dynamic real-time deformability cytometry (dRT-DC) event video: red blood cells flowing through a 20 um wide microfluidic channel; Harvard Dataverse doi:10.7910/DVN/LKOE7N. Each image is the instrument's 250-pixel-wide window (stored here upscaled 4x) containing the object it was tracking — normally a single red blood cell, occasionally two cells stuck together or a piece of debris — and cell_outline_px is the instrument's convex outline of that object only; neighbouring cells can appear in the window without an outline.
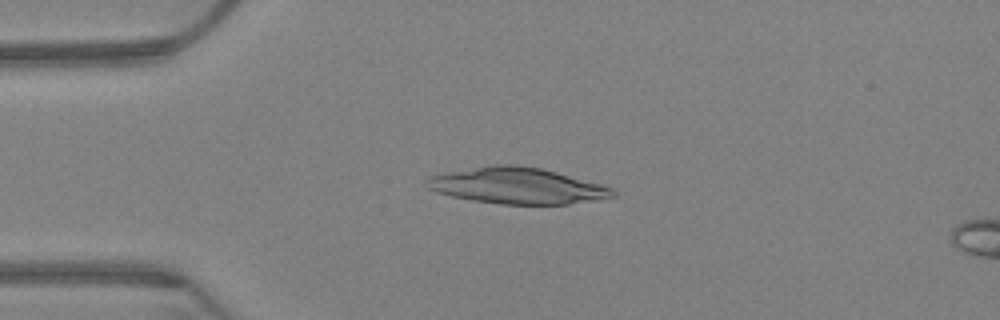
{"species": "Egyptian fruit bat (a non-hibernating species)", "species_latin": "Rousettus aegyptiacus", "temperature_condition": "warm", "stored_images_in_passage": 63, "camera_frame_rate_fps": 3000, "um_per_image_px": 0.085, "animal": {"sex": "female"}, "frame": {"image": 1, "passage_image": 15, "time_ms": 4.667, "image_size_px": [1000, 320], "cell_outline_px": [[616, 196], [596, 200], [568, 204], [500, 204], [472, 200], [452, 196], [436, 192], [428, 188], [424, 184], [424, 180], [428, 176], [444, 172], [492, 164], [516, 164], [540, 168], [556, 172], [600, 184], [612, 188], [616, 192]], "centroid_in_image_um": [43.9, 15.78], "position_along_channel_um": 41.1, "area_um2": 39.36}}
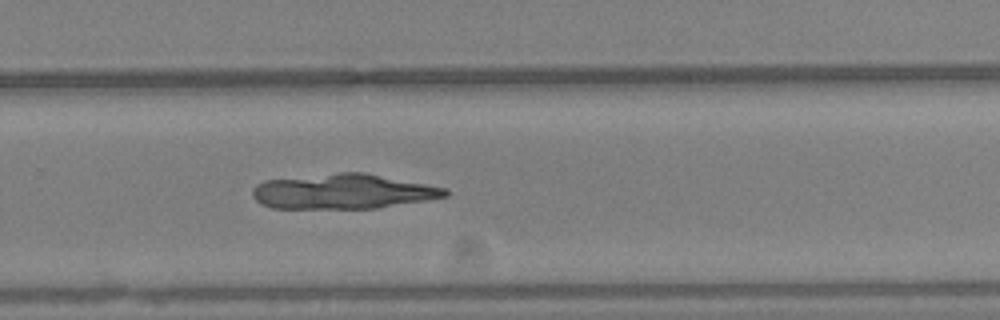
{"frame": {"image": 2, "passage_image": 42, "time_ms": 13.667, "image_size_px": [1000, 320], "cell_outline_px": [[452, 192], [448, 196], [428, 200], [376, 208], [272, 208], [260, 204], [252, 196], [252, 188], [256, 184], [264, 180], [340, 172], [364, 172], [448, 188]], "centroid_in_image_um": [29.18, 16.27], "position_along_channel_um": 300.6, "area_um2": 39.48}}
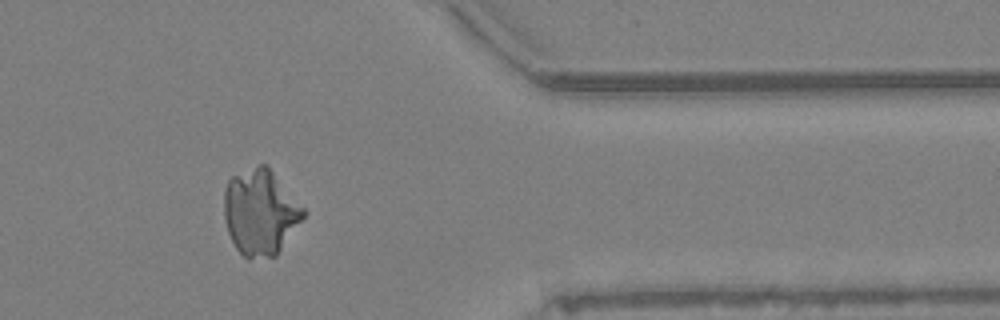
{"frame": {"image": 3, "passage_image": 52, "time_ms": 17.0, "image_size_px": [1000, 320], "cell_outline_px": [[304, 216], [276, 256], [244, 256], [236, 248], [228, 232], [224, 220], [224, 192], [228, 180], [232, 176], [260, 164], [268, 164], [304, 208]], "centroid_in_image_um": [22.12, 17.99], "position_along_channel_um": 389.3, "area_um2": 39.13}}